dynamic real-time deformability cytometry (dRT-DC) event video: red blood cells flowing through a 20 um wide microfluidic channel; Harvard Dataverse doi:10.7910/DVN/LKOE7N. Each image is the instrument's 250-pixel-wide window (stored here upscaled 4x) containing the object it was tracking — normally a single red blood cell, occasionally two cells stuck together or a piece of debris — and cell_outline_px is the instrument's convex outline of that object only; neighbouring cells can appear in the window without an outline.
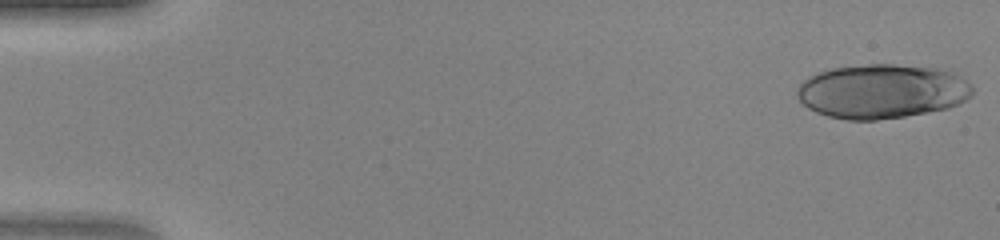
{"species": "human", "species_latin": "Homo sapiens", "temperature_condition": "warm", "stored_images_in_passage": 21, "camera_frame_rate_fps": 3000, "um_per_image_px": 0.085, "donor": {"sex": "female"}, "frame": {"image": 1, "passage_image": 1, "time_ms": 0.0, "image_size_px": [1000, 240], "cell_outline_px": [[972, 96], [960, 104], [948, 108], [928, 112], [904, 116], [876, 120], [848, 120], [828, 116], [816, 112], [808, 108], [796, 96], [796, 88], [808, 76], [816, 72], [832, 68], [868, 64], [892, 64], [936, 68], [952, 72], [972, 84]], "centroid_in_image_um": [74.95, 7.76], "position_along_channel_um": 10.0, "area_um2": 55.72}}
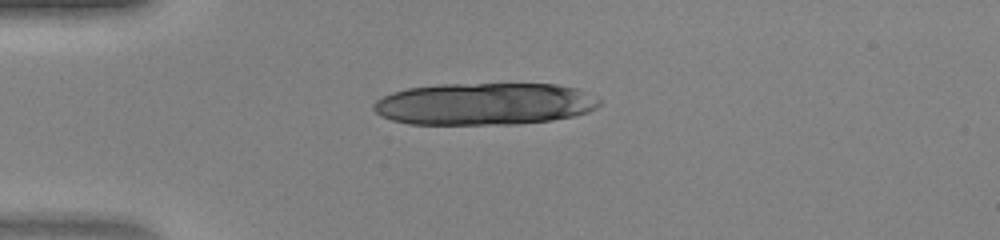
{"frame": {"image": 2, "passage_image": 12, "time_ms": 3.667, "image_size_px": [1000, 240], "cell_outline_px": [[600, 104], [596, 108], [588, 112], [576, 116], [552, 120], [516, 124], [408, 124], [392, 120], [380, 116], [372, 108], [372, 104], [376, 100], [392, 92], [408, 88], [440, 84], [556, 84], [576, 88], [596, 96], [600, 100]], "centroid_in_image_um": [41.18, 8.83], "position_along_channel_um": 43.8, "area_um2": 55.78}}
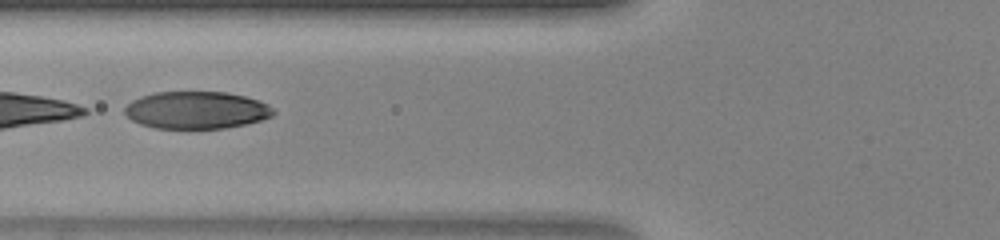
{"frame": {"image": 3, "passage_image": 19, "time_ms": 6.0, "image_size_px": [1000, 240], "cell_outline_px": [[276, 112], [272, 116], [260, 120], [244, 124], [224, 128], [156, 128], [140, 124], [132, 120], [124, 112], [124, 108], [132, 100], [156, 92], [228, 92], [244, 96], [268, 104]], "centroid_in_image_um": [16.7, 9.36], "position_along_channel_um": 109.1, "area_um2": 32.08}}